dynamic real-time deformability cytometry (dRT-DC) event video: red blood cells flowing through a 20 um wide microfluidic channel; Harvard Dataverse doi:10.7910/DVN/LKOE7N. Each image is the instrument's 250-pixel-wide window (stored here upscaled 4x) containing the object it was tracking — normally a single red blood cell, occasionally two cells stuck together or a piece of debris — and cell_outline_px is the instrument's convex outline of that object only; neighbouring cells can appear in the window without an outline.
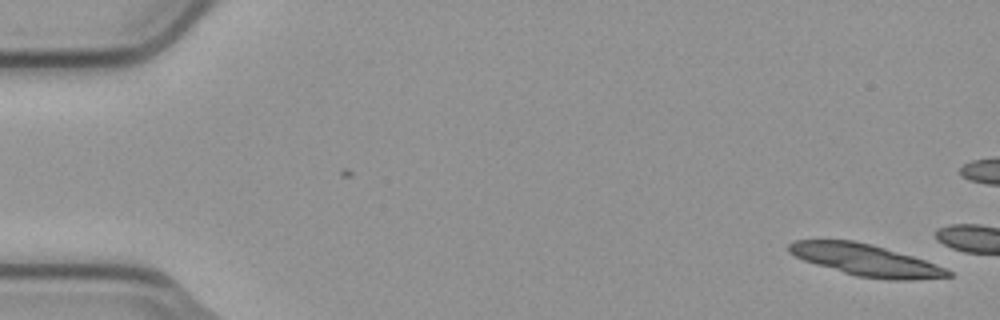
{"species": "common noctule bat (a hibernating species)", "species_latin": "Nyctalus noctula", "temperature_condition": "cold", "stored_images_in_passage": 3, "camera_frame_rate_fps": 3000, "um_per_image_px": 0.085, "animal": {"sex": "male", "body_mass_g": 23.1, "forearm_length_mm": 52.7}, "frame": {"image": 1, "passage_image": 1, "time_ms": 0.0, "image_size_px": [1000, 320], "cell_outline_px": [[952, 276], [912, 280], [892, 280], [856, 276], [816, 264], [804, 260], [788, 252], [788, 244], [796, 240], [852, 240], [872, 244], [912, 256], [936, 264], [952, 272]], "centroid_in_image_um": [73.59, 22.1], "position_along_channel_um": 11.4, "area_um2": 29.07}}